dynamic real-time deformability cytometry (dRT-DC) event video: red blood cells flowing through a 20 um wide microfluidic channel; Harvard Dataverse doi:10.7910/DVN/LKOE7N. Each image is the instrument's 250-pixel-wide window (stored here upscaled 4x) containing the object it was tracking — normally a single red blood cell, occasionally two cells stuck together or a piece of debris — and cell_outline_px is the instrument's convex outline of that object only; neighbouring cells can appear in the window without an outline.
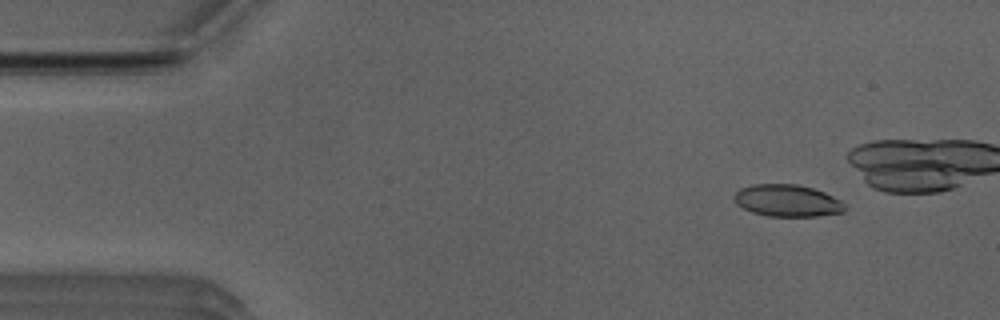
{"species": "Egyptian fruit bat (a non-hibernating species)", "species_latin": "Rousettus aegyptiacus", "temperature_condition": "room temperature", "stored_images_in_passage": 28, "camera_frame_rate_fps": 3000, "um_per_image_px": 0.085, "animal": {"sex": "male"}, "frame": {"image": 1, "passage_image": 5, "time_ms": 1.333, "image_size_px": [1000, 320], "cell_outline_px": [[848, 208], [844, 212], [816, 216], [768, 216], [752, 212], [736, 204], [732, 196], [740, 188], [752, 184], [796, 184], [812, 188], [824, 192], [840, 200]], "centroid_in_image_um": [66.91, 17.05], "position_along_channel_um": 18.1, "area_um2": 20.69}}
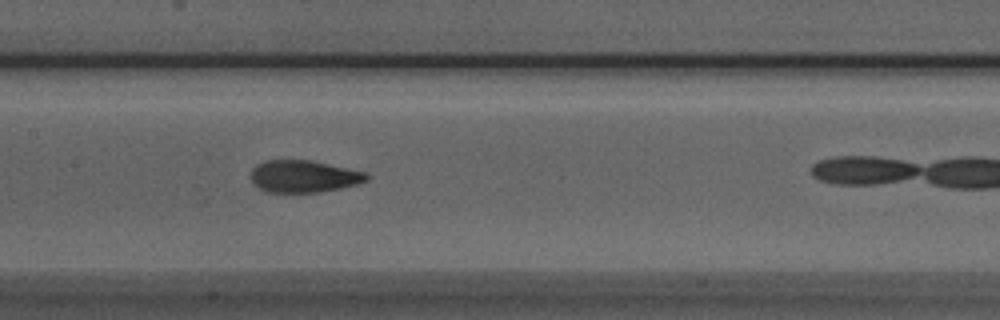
{"frame": {"image": 2, "passage_image": 24, "time_ms": 7.667, "image_size_px": [1000, 320], "cell_outline_px": [[368, 180], [356, 184], [340, 188], [320, 192], [268, 192], [252, 184], [252, 168], [256, 164], [264, 160], [312, 160], [364, 172], [368, 176]], "centroid_in_image_um": [25.78, 14.98], "position_along_channel_um": 181.6, "area_um2": 21.56}}